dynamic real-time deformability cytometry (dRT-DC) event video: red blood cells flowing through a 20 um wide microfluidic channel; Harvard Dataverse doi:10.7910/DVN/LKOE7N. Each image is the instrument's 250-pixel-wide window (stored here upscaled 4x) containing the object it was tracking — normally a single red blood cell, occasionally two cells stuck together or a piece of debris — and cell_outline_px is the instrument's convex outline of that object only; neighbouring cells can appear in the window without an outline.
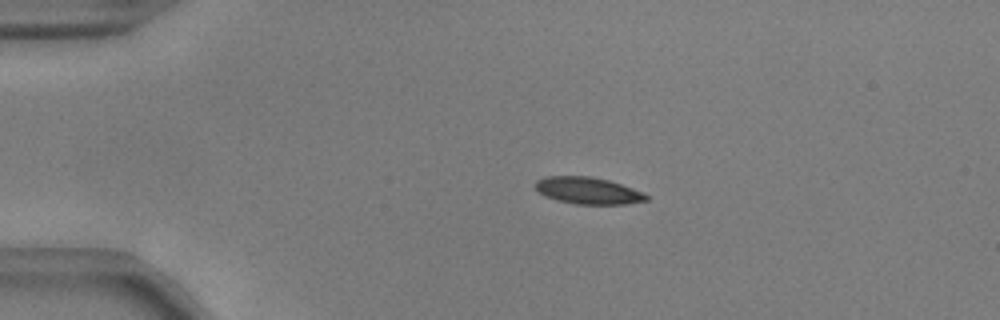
{"species": "common noctule bat (a hibernating species)", "species_latin": "Nyctalus noctula", "temperature_condition": "warm", "stored_images_in_passage": 44, "camera_frame_rate_fps": 3000, "um_per_image_px": 0.085, "animal": {"sex": "male", "body_mass_g": 17.9, "forearm_length_mm": 54.2}, "frame": {"image": 1, "passage_image": 1, "time_ms": 0.0, "image_size_px": [1000, 320], "cell_outline_px": [[648, 200], [624, 204], [576, 204], [556, 200], [544, 196], [536, 188], [536, 180], [544, 176], [592, 176], [608, 180], [644, 192], [648, 196]], "centroid_in_image_um": [49.97, 16.2], "position_along_channel_um": 35.0, "area_um2": 17.34}}
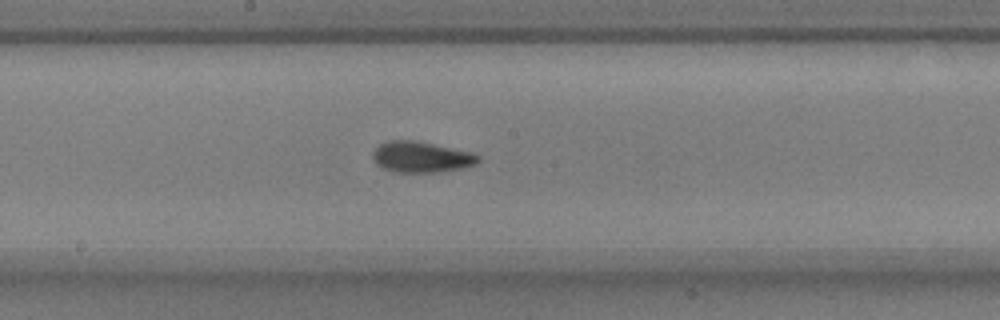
{"frame": {"image": 2, "passage_image": 19, "time_ms": 6.0, "image_size_px": [1000, 320], "cell_outline_px": [[480, 160], [476, 164], [464, 168], [440, 172], [392, 172], [380, 168], [376, 164], [372, 156], [372, 152], [380, 144], [388, 140], [412, 140], [472, 152], [480, 156]], "centroid_in_image_um": [35.79, 13.36], "position_along_channel_um": 212.4, "area_um2": 19.13}}
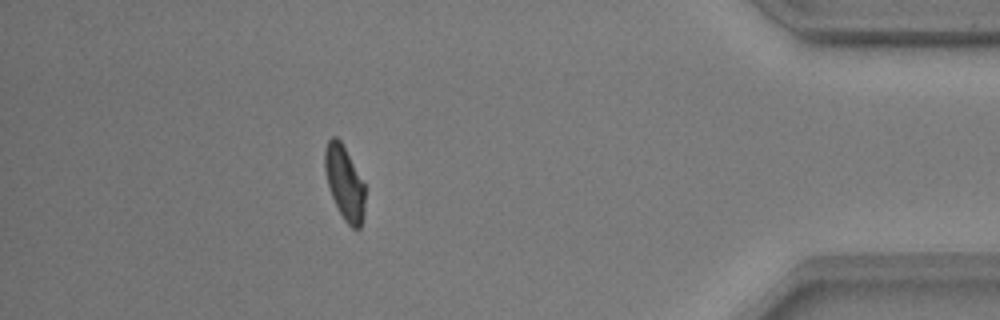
{"frame": {"image": 3, "passage_image": 38, "time_ms": 12.333, "image_size_px": [1000, 320], "cell_outline_px": [[364, 212], [360, 228], [352, 228], [344, 220], [332, 196], [324, 172], [324, 152], [328, 140], [332, 136], [336, 136], [340, 140], [364, 184]], "centroid_in_image_um": [29.26, 15.53], "position_along_channel_um": 405.9, "area_um2": 16.94}, "authors_computed_cell_mechanics": {"area_um2": 18.1781, "velocity_mm_per_s": 3.7258, "shape_relaxation_time_tau1_ms": 3.1189, "shape_relaxation_time_tau2_ms": 1.5284, "deformation_change_tau1": 0.1414, "deformation_change_tau2": 0.0821}}